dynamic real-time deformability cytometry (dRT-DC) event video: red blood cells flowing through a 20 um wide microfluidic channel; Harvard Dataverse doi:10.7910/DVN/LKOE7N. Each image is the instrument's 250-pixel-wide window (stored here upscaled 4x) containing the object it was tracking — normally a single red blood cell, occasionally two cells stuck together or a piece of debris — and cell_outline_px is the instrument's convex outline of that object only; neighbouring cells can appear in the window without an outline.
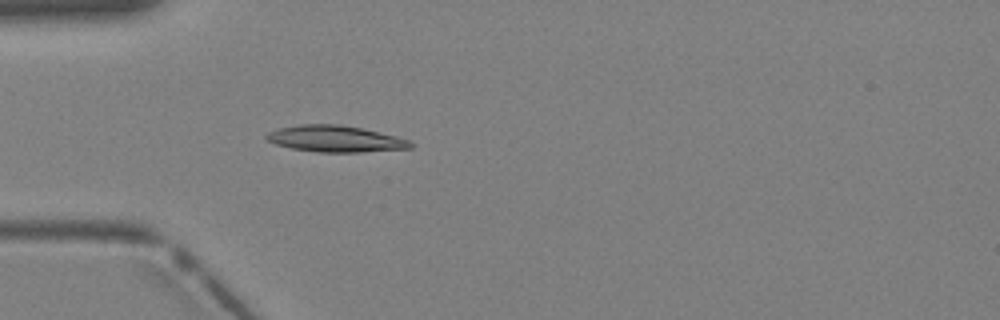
{"species": "Egyptian fruit bat (a non-hibernating species)", "species_latin": "Rousettus aegyptiacus", "temperature_condition": "warm", "stored_images_in_passage": 4, "camera_frame_rate_fps": 3000, "um_per_image_px": 0.085, "animal": {"sex": "female"}, "frame": {"image": 1, "passage_image": 4, "time_ms": 1.0, "image_size_px": [1000, 320], "cell_outline_px": [[412, 148], [360, 152], [316, 152], [292, 148], [276, 144], [268, 140], [264, 136], [268, 132], [280, 128], [300, 124], [340, 124], [360, 128], [396, 136], [408, 140], [412, 144]], "centroid_in_image_um": [28.48, 11.8], "position_along_channel_um": 56.5, "area_um2": 21.96}}